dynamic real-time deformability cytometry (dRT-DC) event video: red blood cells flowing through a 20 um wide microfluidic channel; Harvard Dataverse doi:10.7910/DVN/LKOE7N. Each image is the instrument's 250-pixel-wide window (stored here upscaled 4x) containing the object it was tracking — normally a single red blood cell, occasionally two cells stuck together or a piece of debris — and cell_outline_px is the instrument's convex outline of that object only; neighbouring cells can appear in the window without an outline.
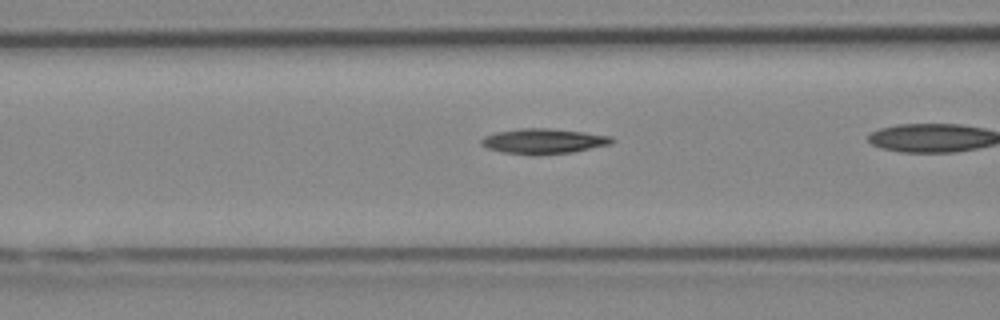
{"species": "Egyptian fruit bat (a non-hibernating species)", "species_latin": "Rousettus aegyptiacus", "temperature_condition": "cold", "stored_images_in_passage": 36, "camera_frame_rate_fps": 3000, "um_per_image_px": 0.085, "animal": {"sex": "female"}, "frame": {"image": 1, "passage_image": 17, "time_ms": 5.333, "image_size_px": [1000, 320], "cell_outline_px": [[612, 144], [572, 152], [536, 156], [532, 156], [500, 152], [488, 148], [480, 144], [480, 140], [484, 136], [496, 132], [520, 128], [548, 128], [584, 132], [612, 136]], "centroid_in_image_um": [46.16, 12.01], "position_along_channel_um": 120.4, "area_um2": 19.42}}
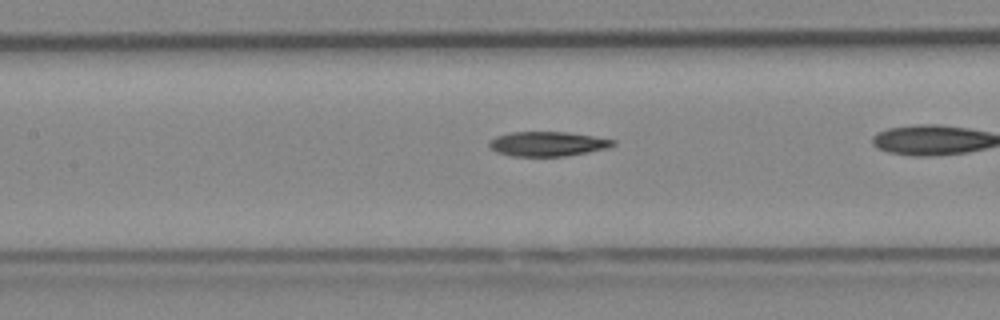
{"frame": {"image": 2, "passage_image": 20, "time_ms": 6.333, "image_size_px": [1000, 320], "cell_outline_px": [[616, 144], [608, 148], [588, 152], [564, 156], [512, 156], [496, 152], [488, 144], [496, 136], [512, 132], [568, 132], [616, 140]], "centroid_in_image_um": [46.57, 12.23], "position_along_channel_um": 160.8, "area_um2": 17.63}}
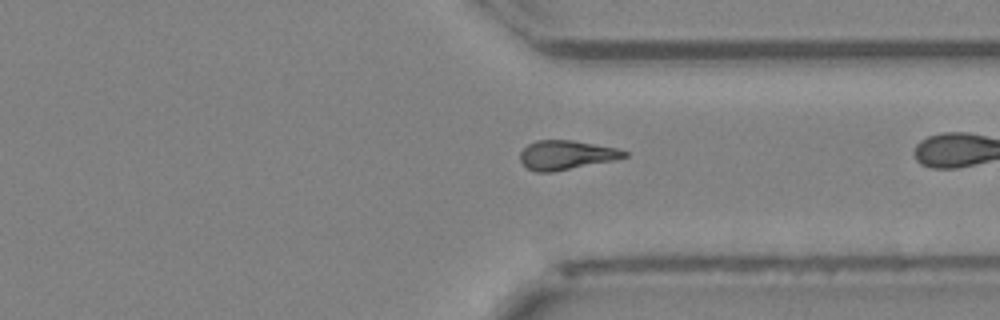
{"frame": {"image": 3, "passage_image": 35, "time_ms": 11.333, "image_size_px": [1000, 320], "cell_outline_px": [[628, 156], [612, 160], [552, 172], [536, 172], [528, 168], [520, 160], [520, 152], [528, 144], [536, 140], [572, 140], [616, 148], [628, 152]], "centroid_in_image_um": [48.1, 13.17], "position_along_channel_um": 363.3, "area_um2": 17.46}}